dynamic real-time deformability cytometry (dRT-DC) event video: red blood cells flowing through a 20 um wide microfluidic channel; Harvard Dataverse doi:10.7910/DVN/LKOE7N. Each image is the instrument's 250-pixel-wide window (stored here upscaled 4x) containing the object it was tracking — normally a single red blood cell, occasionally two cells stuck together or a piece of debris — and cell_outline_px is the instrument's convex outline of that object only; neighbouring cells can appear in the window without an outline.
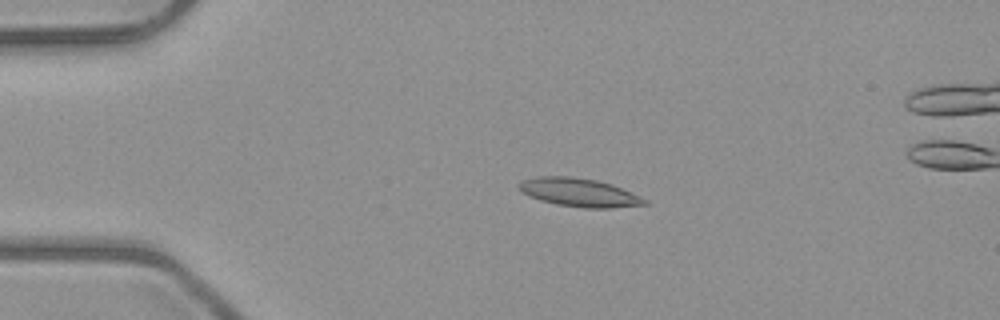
{"species": "common noctule bat (a hibernating species)", "species_latin": "Nyctalus noctula", "temperature_condition": "room temperature", "stored_images_in_passage": 4, "camera_frame_rate_fps": 3000, "um_per_image_px": 0.085, "animal": {"sex": "male", "body_mass_g": 23.1, "forearm_length_mm": 52.7}, "frame": {"image": 1, "passage_image": 3, "time_ms": 3.333, "image_size_px": [1000, 320], "cell_outline_px": [[648, 204], [612, 208], [584, 208], [556, 204], [540, 200], [528, 196], [520, 188], [520, 180], [536, 176], [572, 176], [596, 180], [612, 184], [640, 196], [648, 200]], "centroid_in_image_um": [49.24, 16.36], "position_along_channel_um": 35.8, "area_um2": 20.81}}